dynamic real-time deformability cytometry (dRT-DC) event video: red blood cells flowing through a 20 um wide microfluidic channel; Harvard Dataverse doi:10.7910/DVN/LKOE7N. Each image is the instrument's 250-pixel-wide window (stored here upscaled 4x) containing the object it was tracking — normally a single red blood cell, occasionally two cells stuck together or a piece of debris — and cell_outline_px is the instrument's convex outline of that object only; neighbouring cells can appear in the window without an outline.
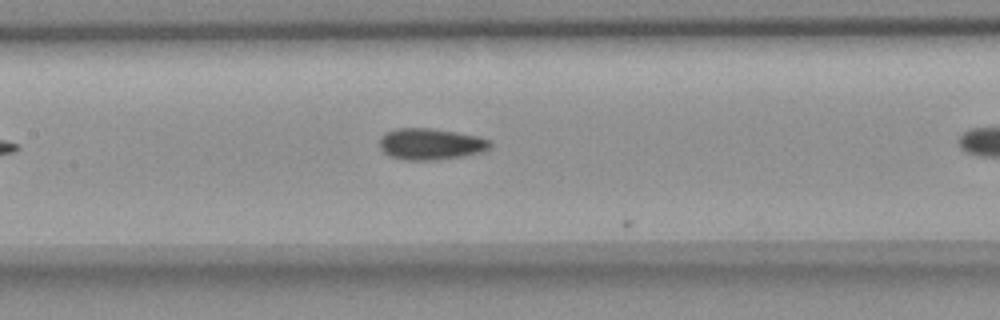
{"species": "common noctule bat (a hibernating species)", "species_latin": "Nyctalus noctula", "temperature_condition": "room temperature", "stored_images_in_passage": 9, "camera_frame_rate_fps": 3000, "um_per_image_px": 0.085, "animal": {"sex": "female", "body_mass_g": 18.4}, "frame": {"image": 1, "passage_image": 8, "time_ms": 2.333, "image_size_px": [1000, 320], "cell_outline_px": [[492, 144], [484, 152], [464, 156], [432, 160], [404, 160], [388, 156], [380, 148], [380, 136], [384, 132], [396, 128], [432, 128], [456, 132], [476, 136], [492, 140]], "centroid_in_image_um": [36.59, 12.24], "position_along_channel_um": 170.8, "area_um2": 20.46}}